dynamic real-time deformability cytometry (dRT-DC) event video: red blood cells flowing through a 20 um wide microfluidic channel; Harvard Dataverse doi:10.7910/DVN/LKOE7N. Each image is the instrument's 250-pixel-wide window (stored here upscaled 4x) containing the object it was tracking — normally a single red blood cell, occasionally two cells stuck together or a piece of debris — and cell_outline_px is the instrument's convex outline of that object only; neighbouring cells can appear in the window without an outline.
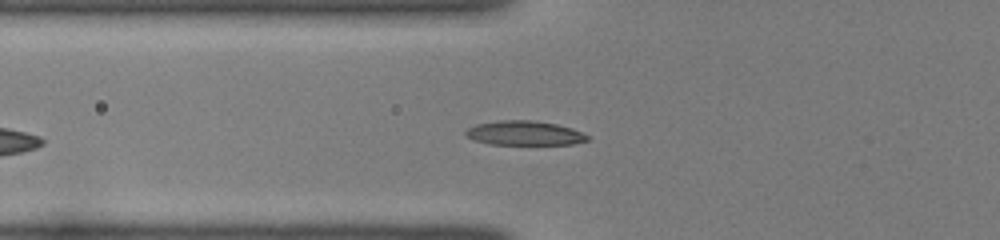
{"species": "common noctule bat (a hibernating species)", "species_latin": "Nyctalus noctula", "temperature_condition": "room temperature", "stored_images_in_passage": 23, "camera_frame_rate_fps": 3000, "um_per_image_px": 0.085, "animal": {"sex": "female", "body_mass_g": 22.0, "forearm_length_mm": 56.7}, "frame": {"image": 1, "passage_image": 6, "time_ms": 1.667, "image_size_px": [1000, 240], "cell_outline_px": [[592, 136], [588, 140], [572, 144], [488, 144], [472, 140], [464, 136], [464, 132], [468, 128], [476, 124], [500, 120], [536, 120], [556, 124], [572, 128]], "centroid_in_image_um": [44.56, 11.31], "position_along_channel_um": 81.2, "area_um2": 17.51}}
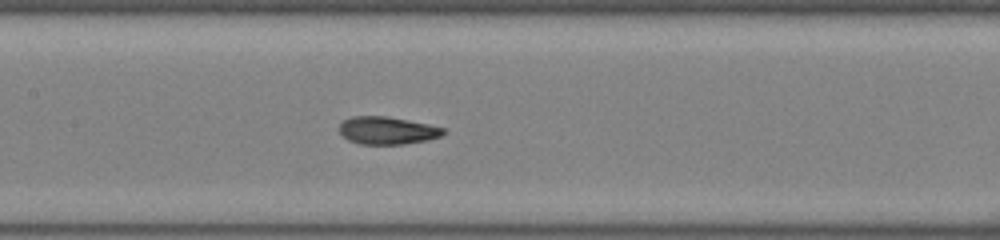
{"frame": {"image": 2, "passage_image": 13, "time_ms": 4.0, "image_size_px": [1000, 240], "cell_outline_px": [[444, 132], [440, 136], [424, 140], [404, 144], [360, 144], [348, 140], [340, 132], [340, 124], [344, 120], [352, 116], [388, 116], [428, 124], [444, 128]], "centroid_in_image_um": [32.89, 11.08], "position_along_channel_um": 174.5, "area_um2": 16.53}}
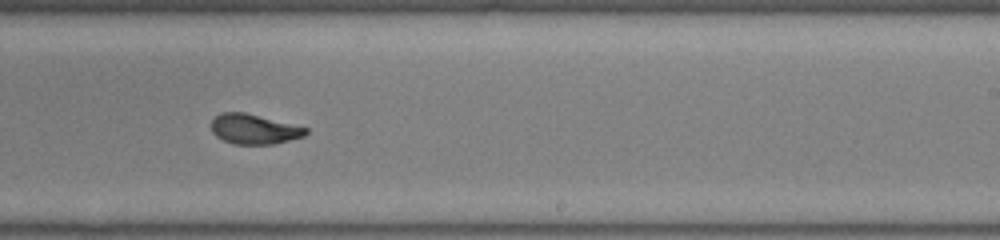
{"frame": {"image": 3, "passage_image": 20, "time_ms": 6.333, "image_size_px": [1000, 240], "cell_outline_px": [[308, 132], [304, 136], [272, 144], [232, 144], [216, 136], [212, 132], [212, 120], [220, 112], [244, 112], [308, 128]], "centroid_in_image_um": [21.57, 10.97], "position_along_channel_um": 267.4, "area_um2": 16.3}}